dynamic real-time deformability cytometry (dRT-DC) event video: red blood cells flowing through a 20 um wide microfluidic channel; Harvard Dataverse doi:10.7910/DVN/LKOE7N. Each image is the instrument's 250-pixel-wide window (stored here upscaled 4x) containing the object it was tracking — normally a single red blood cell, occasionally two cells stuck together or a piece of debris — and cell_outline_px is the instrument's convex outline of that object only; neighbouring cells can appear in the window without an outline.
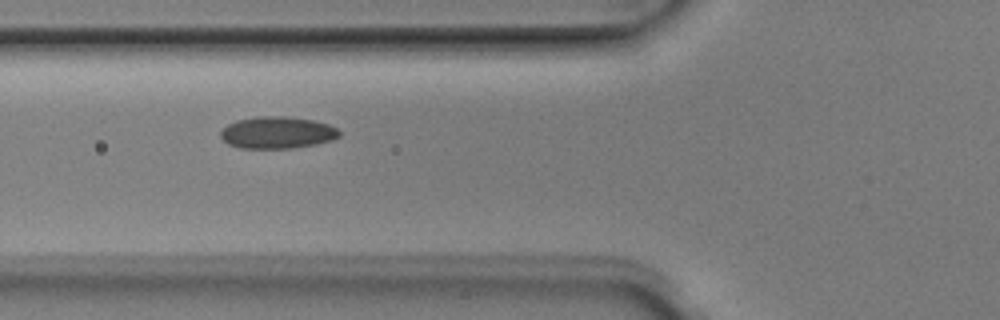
{"species": "Egyptian fruit bat (a non-hibernating species)", "species_latin": "Rousettus aegyptiacus", "temperature_condition": "room temperature", "stored_images_in_passage": 3, "camera_frame_rate_fps": 3000, "um_per_image_px": 0.085, "animal": {"sex": "male"}, "frame": {"image": 1, "passage_image": 3, "time_ms": 0.667, "image_size_px": [1000, 320], "cell_outline_px": [[340, 136], [332, 140], [316, 144], [292, 148], [240, 148], [228, 144], [220, 136], [220, 132], [228, 124], [236, 120], [256, 116], [284, 116], [316, 120], [328, 124], [336, 128], [340, 132]], "centroid_in_image_um": [23.57, 11.26], "position_along_channel_um": 102.2, "area_um2": 22.2}}